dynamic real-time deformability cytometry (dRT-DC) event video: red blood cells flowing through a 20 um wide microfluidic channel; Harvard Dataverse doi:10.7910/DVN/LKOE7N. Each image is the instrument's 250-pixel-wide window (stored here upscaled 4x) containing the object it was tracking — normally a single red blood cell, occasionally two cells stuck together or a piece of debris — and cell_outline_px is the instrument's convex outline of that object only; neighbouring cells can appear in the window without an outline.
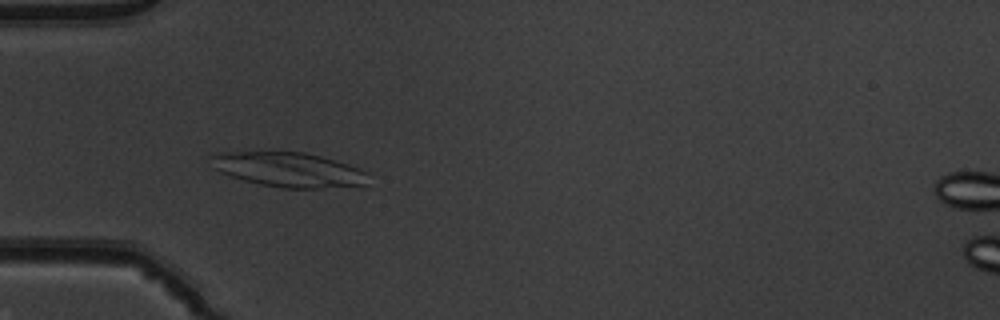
{"species": "common noctule bat (a hibernating species)", "species_latin": "Nyctalus noctula", "temperature_condition": "warm", "stored_images_in_passage": 44, "camera_frame_rate_fps": 3000, "um_per_image_px": 0.085, "animal": {"sex": "male", "body_mass_g": 19.5, "forearm_length_mm": 54.6}, "frame": {"image": 1, "passage_image": 8, "time_ms": 2.333, "image_size_px": [1000, 320], "cell_outline_px": [[364, 184], [316, 188], [280, 188], [260, 184], [244, 180], [220, 172], [212, 168], [208, 156], [220, 152], [304, 152], [320, 156], [348, 164], [360, 168], [364, 172]], "centroid_in_image_um": [24.4, 14.4], "position_along_channel_um": 60.6, "area_um2": 31.27}}
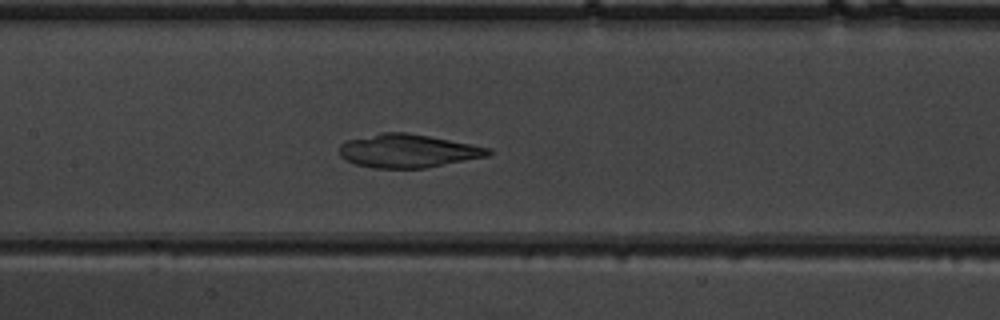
{"frame": {"image": 2, "passage_image": 17, "time_ms": 5.333, "image_size_px": [1000, 320], "cell_outline_px": [[492, 152], [488, 156], [424, 168], [372, 168], [356, 164], [340, 156], [340, 144], [348, 140], [380, 132], [404, 132], [428, 136], [488, 148]], "centroid_in_image_um": [34.62, 12.83], "position_along_channel_um": 172.8, "area_um2": 28.5}}
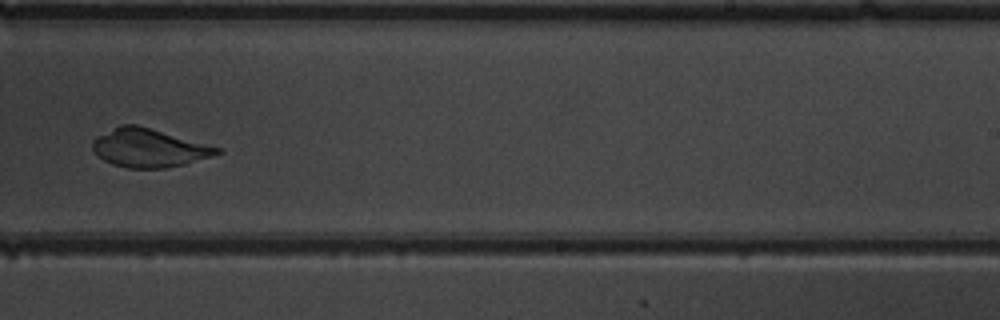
{"frame": {"image": 3, "passage_image": 25, "time_ms": 8.0, "image_size_px": [1000, 320], "cell_outline_px": [[224, 152], [212, 156], [184, 164], [164, 168], [128, 168], [112, 164], [104, 160], [92, 148], [92, 140], [96, 136], [120, 124], [136, 124], [220, 148]], "centroid_in_image_um": [12.63, 12.57], "position_along_channel_um": 276.4, "area_um2": 27.57}, "authors_computed_cell_mechanics": {"area_um2": 29.7381, "velocity_mm_per_s": 3.8999, "shape_relaxation_time_tau1_ms": 10.5611, "shape_relaxation_time_tau2_ms": 1.485, "deformation_change_tau1": 0.4679, "deformation_change_tau2": 0.0536}}